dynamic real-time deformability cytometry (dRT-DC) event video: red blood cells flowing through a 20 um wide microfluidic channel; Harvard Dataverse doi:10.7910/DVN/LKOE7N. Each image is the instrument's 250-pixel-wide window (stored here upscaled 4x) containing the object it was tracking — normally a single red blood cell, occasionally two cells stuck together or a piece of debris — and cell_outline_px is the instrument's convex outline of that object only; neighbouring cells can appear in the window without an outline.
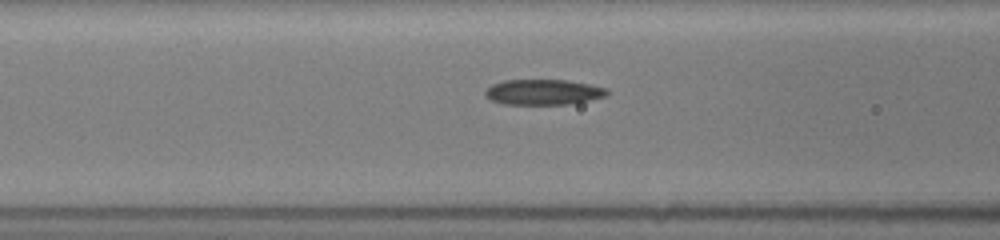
{"species": "common noctule bat (a hibernating species)", "species_latin": "Nyctalus noctula", "temperature_condition": "room temperature", "stored_images_in_passage": 19, "camera_frame_rate_fps": 3000, "um_per_image_px": 0.085, "animal": {"sex": "female", "body_mass_g": 19.5, "forearm_length_mm": 54.1}, "frame": {"image": 1, "passage_image": 11, "time_ms": 3.333, "image_size_px": [1000, 240], "cell_outline_px": [[608, 96], [568, 104], [504, 104], [492, 100], [484, 96], [484, 92], [492, 84], [504, 80], [568, 80], [608, 88]], "centroid_in_image_um": [46.18, 7.82], "position_along_channel_um": 120.4, "area_um2": 18.03}}
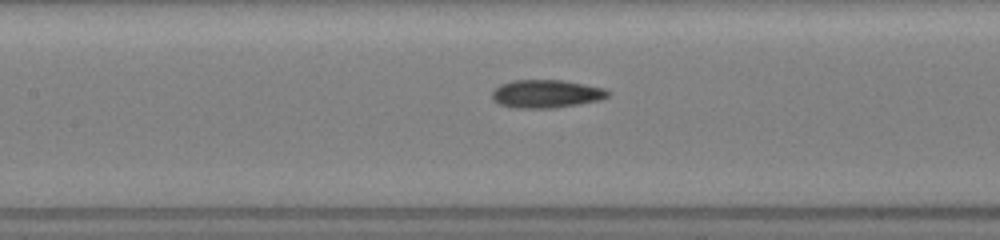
{"frame": {"image": 2, "passage_image": 14, "time_ms": 4.333, "image_size_px": [1000, 240], "cell_outline_px": [[612, 92], [608, 96], [600, 100], [580, 104], [552, 108], [512, 108], [500, 104], [492, 100], [492, 92], [500, 84], [512, 80], [564, 80], [604, 88]], "centroid_in_image_um": [46.43, 7.97], "position_along_channel_um": 161.0, "area_um2": 19.13}}